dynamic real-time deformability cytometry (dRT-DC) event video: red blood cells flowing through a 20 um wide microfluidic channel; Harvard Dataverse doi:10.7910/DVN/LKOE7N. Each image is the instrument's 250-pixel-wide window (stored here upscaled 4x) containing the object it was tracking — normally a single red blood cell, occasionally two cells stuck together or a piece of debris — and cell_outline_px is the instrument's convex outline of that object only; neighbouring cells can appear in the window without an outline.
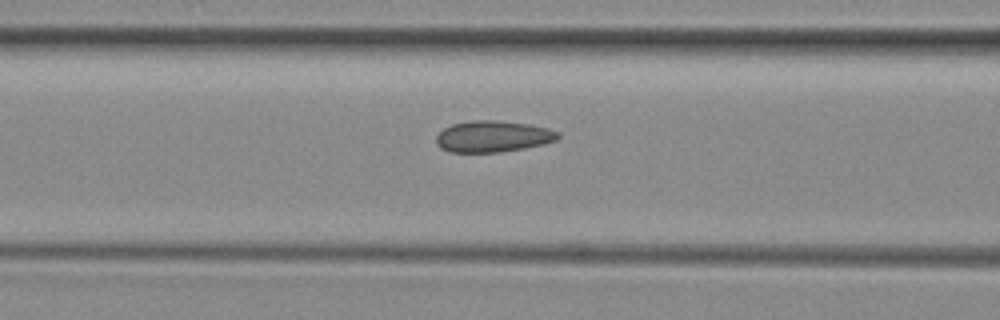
{"species": "common noctule bat (a hibernating species)", "species_latin": "Nyctalus noctula", "temperature_condition": "room temperature", "stored_images_in_passage": 17, "camera_frame_rate_fps": 3000, "um_per_image_px": 0.085, "animal": {"sex": "female", "body_mass_g": 29.2, "forearm_length_mm": 56.3}, "frame": {"image": 1, "passage_image": 15, "time_ms": 4.667, "image_size_px": [1000, 320], "cell_outline_px": [[560, 136], [556, 140], [544, 144], [524, 148], [496, 152], [448, 152], [440, 148], [436, 144], [436, 136], [444, 128], [452, 124], [472, 120], [496, 120], [528, 124], [548, 128], [560, 132]], "centroid_in_image_um": [41.89, 11.59], "position_along_channel_um": 124.7, "area_um2": 22.31}}